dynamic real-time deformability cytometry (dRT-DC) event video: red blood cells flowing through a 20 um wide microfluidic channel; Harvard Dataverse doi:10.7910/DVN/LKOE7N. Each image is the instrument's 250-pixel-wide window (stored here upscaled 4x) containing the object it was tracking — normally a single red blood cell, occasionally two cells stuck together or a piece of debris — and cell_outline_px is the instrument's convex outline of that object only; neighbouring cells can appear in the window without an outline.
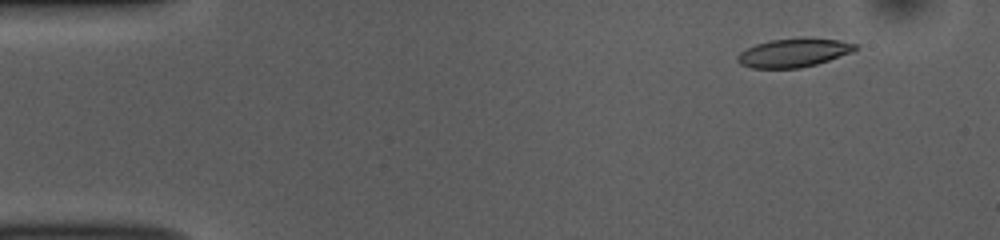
{"species": "common noctule bat (a hibernating species)", "species_latin": "Nyctalus noctula", "temperature_condition": "room temperature", "stored_images_in_passage": 48, "camera_frame_rate_fps": 3000, "um_per_image_px": 0.085, "animal": {"sex": "female", "body_mass_g": 10.0, "forearm_length_mm": 53.1}, "frame": {"image": 1, "passage_image": 1, "time_ms": 0.0, "image_size_px": [1000, 240], "cell_outline_px": [[860, 48], [852, 52], [816, 64], [800, 68], [752, 68], [740, 64], [736, 60], [736, 56], [740, 52], [756, 44], [768, 40], [804, 36], [836, 40], [860, 44]], "centroid_in_image_um": [67.48, 4.46], "position_along_channel_um": 17.5, "area_um2": 20.0}}
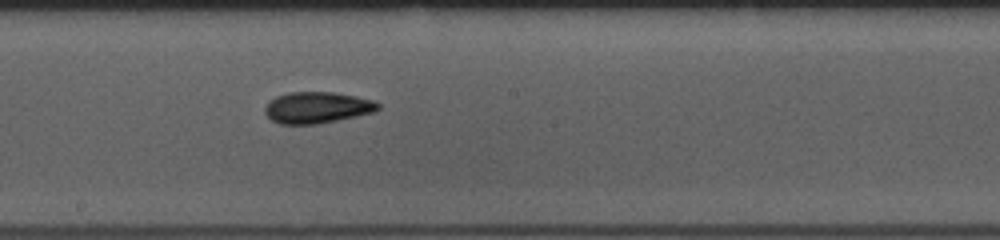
{"frame": {"image": 2, "passage_image": 24, "time_ms": 7.667, "image_size_px": [1000, 240], "cell_outline_px": [[380, 108], [376, 112], [316, 124], [280, 124], [272, 120], [264, 112], [264, 108], [268, 100], [276, 96], [288, 92], [332, 92], [356, 96], [372, 100], [380, 104]], "centroid_in_image_um": [26.93, 9.13], "position_along_channel_um": 221.3, "area_um2": 20.75}}
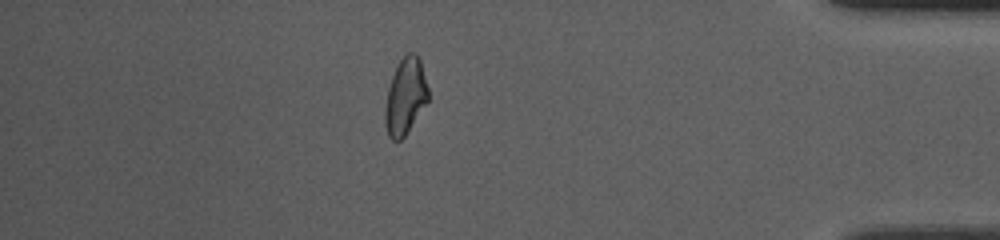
{"frame": {"image": 3, "passage_image": 41, "time_ms": 13.333, "image_size_px": [1000, 240], "cell_outline_px": [[428, 100], [404, 136], [400, 140], [392, 140], [388, 136], [384, 124], [384, 108], [388, 88], [392, 76], [404, 52], [416, 52], [420, 60], [428, 88]], "centroid_in_image_um": [34.43, 8.17], "position_along_channel_um": 400.8, "area_um2": 19.13}, "authors_computed_cell_mechanics": {"area_um2": 20.0277, "velocity_mm_per_s": 3.8623, "shape_relaxation_time_tau1_ms": 4.2208, "shape_relaxation_time_tau2_ms": 2.2195, "deformation_change_tau1": 0.1558, "deformation_change_tau2": 0.0912}}